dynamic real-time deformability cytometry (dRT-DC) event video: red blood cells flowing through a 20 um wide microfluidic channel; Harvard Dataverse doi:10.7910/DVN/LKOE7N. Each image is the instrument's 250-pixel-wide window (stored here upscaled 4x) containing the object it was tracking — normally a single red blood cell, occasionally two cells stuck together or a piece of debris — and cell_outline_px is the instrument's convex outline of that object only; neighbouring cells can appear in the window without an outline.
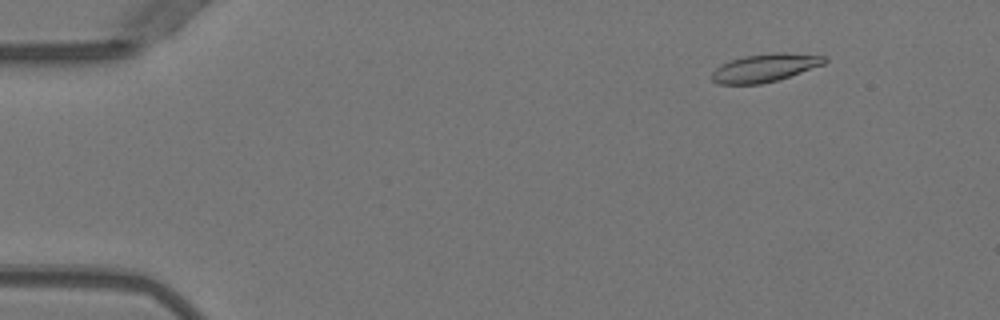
{"species": "Egyptian fruit bat (a non-hibernating species)", "species_latin": "Rousettus aegyptiacus", "temperature_condition": "warm", "stored_images_in_passage": 52, "camera_frame_rate_fps": 3000, "um_per_image_px": 0.085, "animal": {"sex": "female"}, "frame": {"image": 1, "passage_image": 7, "time_ms": 2.0, "image_size_px": [1000, 320], "cell_outline_px": [[828, 60], [824, 64], [780, 80], [760, 84], [716, 84], [712, 80], [712, 72], [716, 68], [732, 60], [744, 56], [772, 52], [784, 52], [828, 56]], "centroid_in_image_um": [65.07, 5.76], "position_along_channel_um": 19.9, "area_um2": 18.55}}
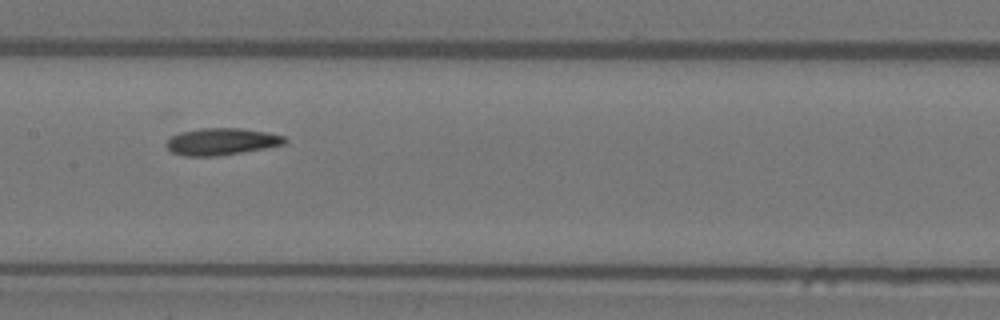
{"frame": {"image": 2, "passage_image": 27, "time_ms": 8.667, "image_size_px": [1000, 320], "cell_outline_px": [[288, 140], [284, 144], [264, 148], [216, 156], [184, 156], [172, 152], [164, 144], [172, 136], [180, 132], [200, 128], [240, 128], [268, 132], [284, 136]], "centroid_in_image_um": [18.82, 12.02], "position_along_channel_um": 188.6, "area_um2": 18.5}}
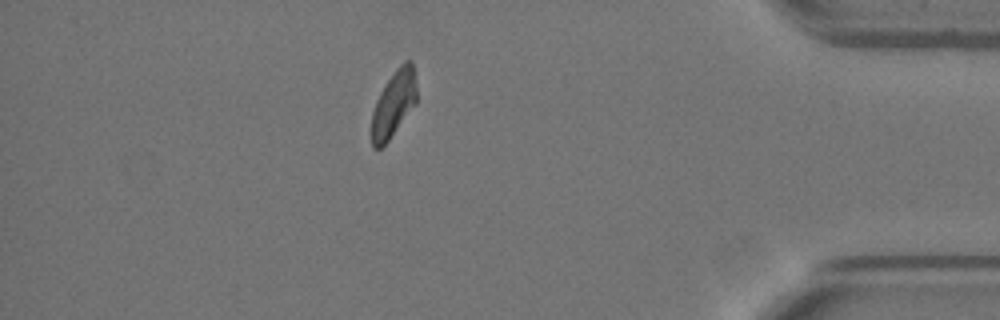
{"frame": {"image": 3, "passage_image": 46, "time_ms": 15.0, "image_size_px": [1000, 320], "cell_outline_px": [[416, 104], [388, 140], [380, 148], [372, 148], [372, 112], [376, 100], [384, 84], [396, 68], [404, 60], [412, 60], [416, 84]], "centroid_in_image_um": [33.46, 8.78], "position_along_channel_um": 401.7, "area_um2": 17.34}, "authors_computed_cell_mechanics": {"area_um2": 18.2359, "velocity_mm_per_s": 3.9843, "shape_relaxation_time_tau1_ms": 5.5131, "shape_relaxation_time_tau2_ms": 5.9508, "deformation_change_tau1": 0.1586, "deformation_change_tau2": 0.1099}}